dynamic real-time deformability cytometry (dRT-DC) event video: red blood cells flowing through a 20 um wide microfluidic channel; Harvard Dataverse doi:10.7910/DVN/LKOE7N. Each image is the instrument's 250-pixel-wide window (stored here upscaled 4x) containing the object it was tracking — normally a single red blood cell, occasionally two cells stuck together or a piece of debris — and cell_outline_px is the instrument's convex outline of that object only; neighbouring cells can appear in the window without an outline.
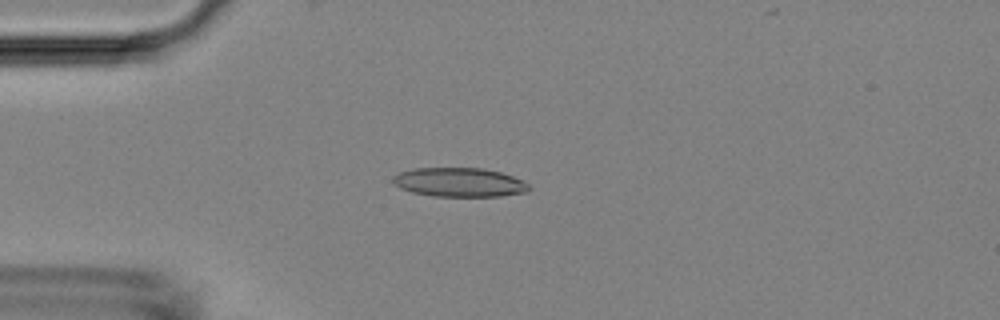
{"species": "Egyptian fruit bat (a non-hibernating species)", "species_latin": "Rousettus aegyptiacus", "temperature_condition": "room temperature", "stored_images_in_passage": 19, "camera_frame_rate_fps": 3000, "um_per_image_px": 0.085, "animal": {"sex": "female"}, "frame": {"image": 1, "passage_image": 13, "time_ms": 4.0, "image_size_px": [1000, 320], "cell_outline_px": [[532, 188], [528, 192], [500, 196], [432, 196], [412, 192], [400, 188], [392, 180], [392, 176], [400, 172], [412, 168], [484, 168], [500, 172], [524, 180]], "centroid_in_image_um": [39.07, 15.49], "position_along_channel_um": 45.9, "area_um2": 23.18}}